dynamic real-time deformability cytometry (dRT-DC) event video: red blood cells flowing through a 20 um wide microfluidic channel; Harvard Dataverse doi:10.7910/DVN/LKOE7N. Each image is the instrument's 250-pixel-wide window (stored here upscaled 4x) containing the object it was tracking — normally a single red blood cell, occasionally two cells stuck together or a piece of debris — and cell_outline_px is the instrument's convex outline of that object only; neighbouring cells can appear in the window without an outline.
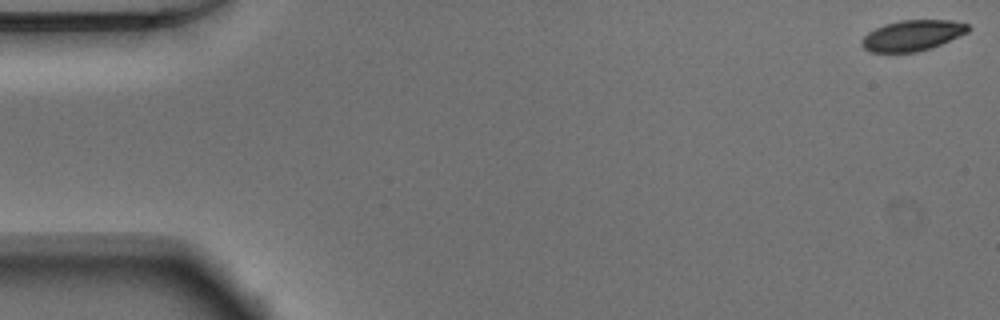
{"species": "Egyptian fruit bat (a non-hibernating species)", "species_latin": "Rousettus aegyptiacus", "temperature_condition": "warm", "stored_images_in_passage": 52, "camera_frame_rate_fps": 3000, "um_per_image_px": 0.085, "animal": {"sex": "male"}, "frame": {"image": 1, "passage_image": 1, "time_ms": 0.0, "image_size_px": [1000, 320], "cell_outline_px": [[972, 28], [968, 32], [932, 48], [916, 52], [872, 52], [864, 48], [860, 44], [860, 40], [868, 32], [884, 24], [900, 20], [952, 20], [968, 24]], "centroid_in_image_um": [77.56, 3.01], "position_along_channel_um": 7.4, "area_um2": 19.13}}
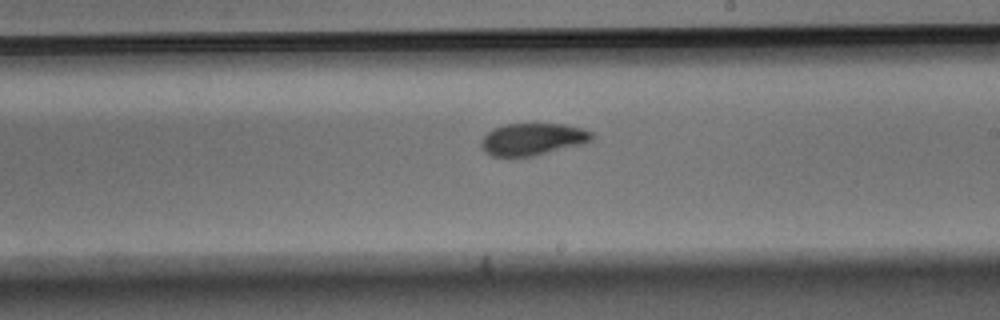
{"frame": {"image": 2, "passage_image": 30, "time_ms": 9.667, "image_size_px": [1000, 320], "cell_outline_px": [[596, 136], [592, 140], [584, 144], [532, 156], [492, 156], [484, 152], [480, 144], [480, 140], [492, 128], [504, 124], [564, 124], [580, 128], [592, 132]], "centroid_in_image_um": [45.27, 11.83], "position_along_channel_um": 243.7, "area_um2": 20.81}}
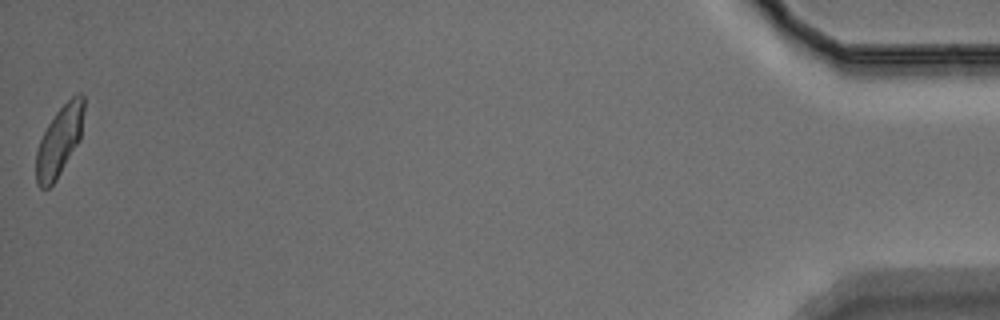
{"frame": {"image": 3, "passage_image": 52, "time_ms": 17.0, "image_size_px": [1000, 320], "cell_outline_px": [[84, 112], [80, 140], [56, 180], [48, 188], [40, 188], [36, 184], [36, 152], [40, 140], [48, 124], [56, 112], [76, 92], [80, 92], [84, 96]], "centroid_in_image_um": [5.06, 11.97], "position_along_channel_um": 430.1, "area_um2": 19.48}, "authors_computed_cell_mechanics": {"area_um2": 20.519, "velocity_mm_per_s": 3.8747, "shape_relaxation_time_tau1_ms": 2.2731, "shape_relaxation_time_tau2_ms": 6.9243, "deformation_change_tau1": 0.1172, "deformation_change_tau2": 0.091}}